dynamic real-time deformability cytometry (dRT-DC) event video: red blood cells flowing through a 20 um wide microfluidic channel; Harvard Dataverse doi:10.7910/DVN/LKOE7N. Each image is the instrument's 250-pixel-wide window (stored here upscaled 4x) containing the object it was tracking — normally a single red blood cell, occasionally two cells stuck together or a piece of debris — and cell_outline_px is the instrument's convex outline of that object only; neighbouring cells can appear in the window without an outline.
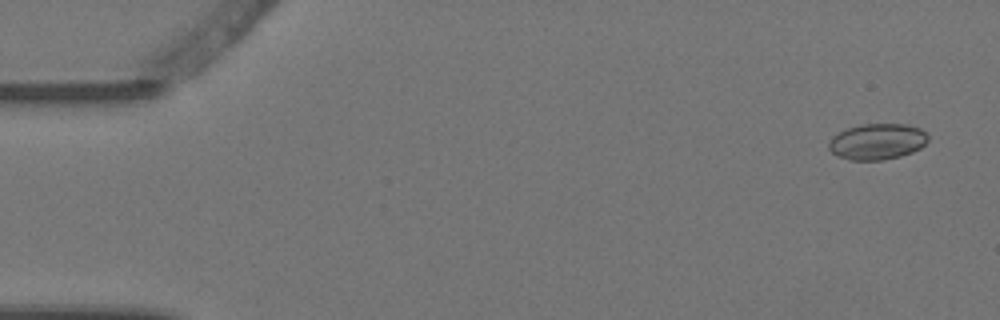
{"species": "Egyptian fruit bat (a non-hibernating species)", "species_latin": "Rousettus aegyptiacus", "temperature_condition": "warm", "stored_images_in_passage": 3, "camera_frame_rate_fps": 3000, "um_per_image_px": 0.085, "animal": {"sex": "female"}, "frame": {"image": 1, "passage_image": 1, "time_ms": 0.0, "image_size_px": [1000, 320], "cell_outline_px": [[928, 140], [920, 148], [912, 152], [900, 156], [884, 160], [848, 160], [836, 156], [828, 148], [828, 144], [832, 136], [848, 128], [860, 124], [908, 124], [920, 128], [928, 136]], "centroid_in_image_um": [74.55, 12.04], "position_along_channel_um": 10.5, "area_um2": 20.92}}